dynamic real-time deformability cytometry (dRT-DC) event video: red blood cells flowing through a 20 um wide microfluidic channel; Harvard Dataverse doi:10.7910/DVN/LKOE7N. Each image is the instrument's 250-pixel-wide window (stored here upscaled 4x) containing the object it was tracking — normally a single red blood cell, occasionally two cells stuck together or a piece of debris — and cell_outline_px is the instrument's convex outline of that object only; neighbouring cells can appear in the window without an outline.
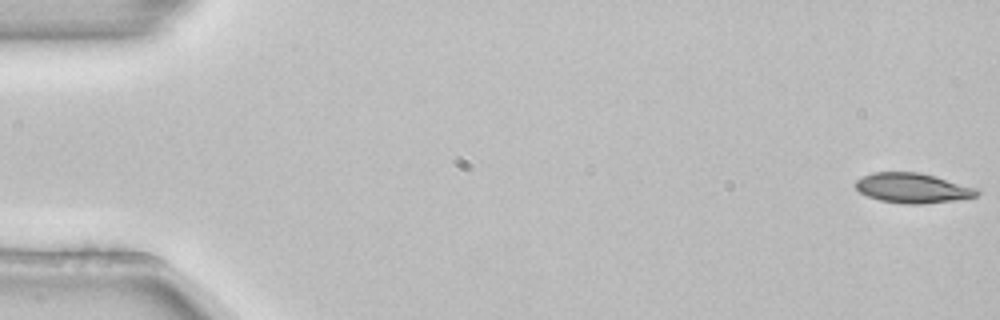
{"species": "common noctule bat (a hibernating species)", "species_latin": "Nyctalus noctula", "temperature_condition": "room temperature", "stored_images_in_passage": 4, "camera_frame_rate_fps": 3000, "um_per_image_px": 0.085, "animal": {"sex": "female", "body_mass_g": 22.7, "forearm_length_mm": 54.2}, "frame": {"image": 1, "passage_image": 1, "time_ms": 0.0, "image_size_px": [1000, 320], "cell_outline_px": [[980, 192], [976, 196], [952, 200], [916, 204], [908, 204], [880, 200], [868, 196], [860, 192], [856, 188], [856, 180], [872, 172], [920, 172], [936, 176], [980, 188]], "centroid_in_image_um": [77.6, 15.96], "position_along_channel_um": 7.4, "area_um2": 21.04}}
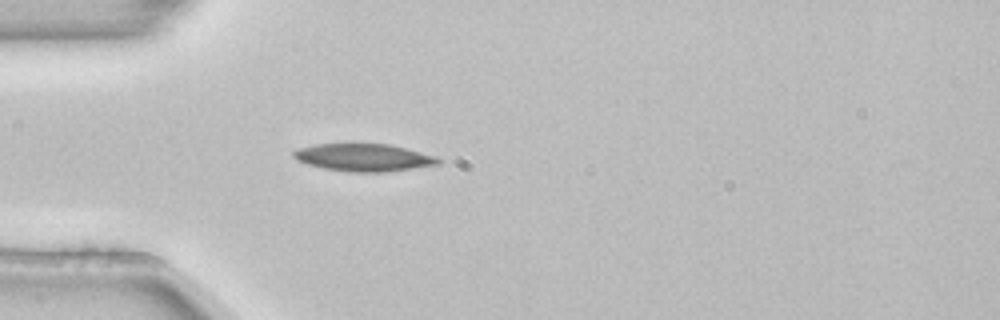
{"frame": {"image": 2, "passage_image": 4, "time_ms": 1.0, "image_size_px": [1000, 320], "cell_outline_px": [[440, 164], [384, 172], [352, 172], [324, 168], [308, 164], [296, 160], [292, 156], [292, 152], [300, 148], [316, 144], [388, 144], [436, 156], [440, 160]], "centroid_in_image_um": [30.89, 13.39], "position_along_channel_um": 54.1, "area_um2": 22.89}}